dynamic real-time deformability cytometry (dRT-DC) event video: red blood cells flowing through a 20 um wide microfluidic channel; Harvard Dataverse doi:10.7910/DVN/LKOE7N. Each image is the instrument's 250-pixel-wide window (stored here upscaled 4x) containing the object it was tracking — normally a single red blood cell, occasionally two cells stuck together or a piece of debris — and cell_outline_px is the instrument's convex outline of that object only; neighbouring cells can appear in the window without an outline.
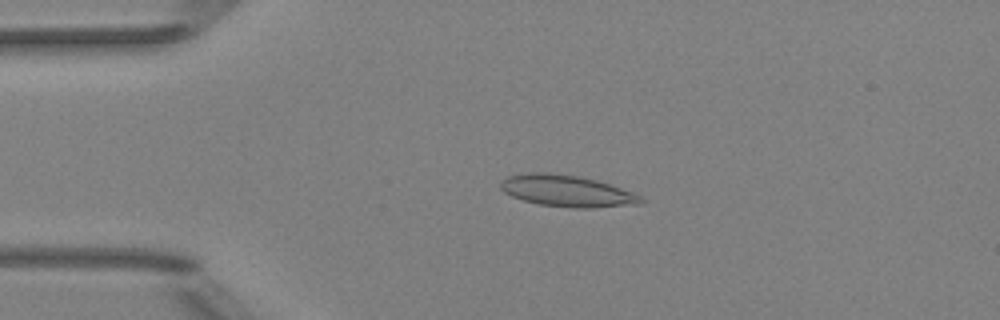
{"species": "Egyptian fruit bat (a non-hibernating species)", "species_latin": "Rousettus aegyptiacus", "temperature_condition": "room temperature", "stored_images_in_passage": 5, "camera_frame_rate_fps": 3000, "um_per_image_px": 0.085, "animal": {"sex": "female"}, "frame": {"image": 1, "passage_image": 4, "time_ms": 3.333, "image_size_px": [1000, 320], "cell_outline_px": [[644, 200], [640, 204], [592, 208], [576, 208], [540, 204], [524, 200], [512, 196], [504, 192], [500, 188], [500, 180], [508, 176], [528, 172], [548, 172], [580, 176], [596, 180], [632, 192], [640, 196]], "centroid_in_image_um": [48.16, 16.22], "position_along_channel_um": 36.8, "area_um2": 25.72}}